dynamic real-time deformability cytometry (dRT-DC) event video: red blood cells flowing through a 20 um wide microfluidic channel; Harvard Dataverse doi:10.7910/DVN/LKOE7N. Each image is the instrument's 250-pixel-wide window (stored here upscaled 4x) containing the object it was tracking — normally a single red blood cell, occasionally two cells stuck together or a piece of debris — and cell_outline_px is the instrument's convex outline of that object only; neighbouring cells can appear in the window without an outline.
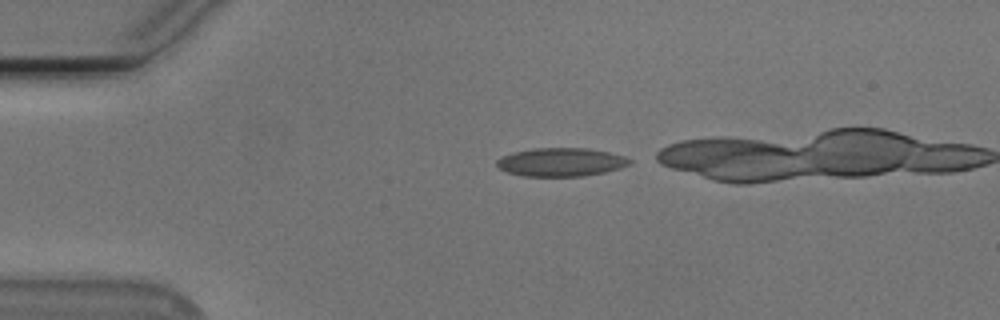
{"species": "Egyptian fruit bat (a non-hibernating species)", "species_latin": "Rousettus aegyptiacus", "temperature_condition": "cold", "stored_images_in_passage": 33, "camera_frame_rate_fps": 3000, "um_per_image_px": 0.085, "animal": {"sex": "male"}, "frame": {"image": 1, "passage_image": 1, "time_ms": 0.0, "image_size_px": [1000, 320], "cell_outline_px": [[632, 160], [628, 164], [604, 172], [584, 176], [524, 176], [508, 172], [500, 168], [496, 164], [496, 160], [500, 156], [512, 152], [532, 148], [584, 148], [608, 152], [624, 156]], "centroid_in_image_um": [47.62, 13.77], "position_along_channel_um": 37.4, "area_um2": 21.85}}
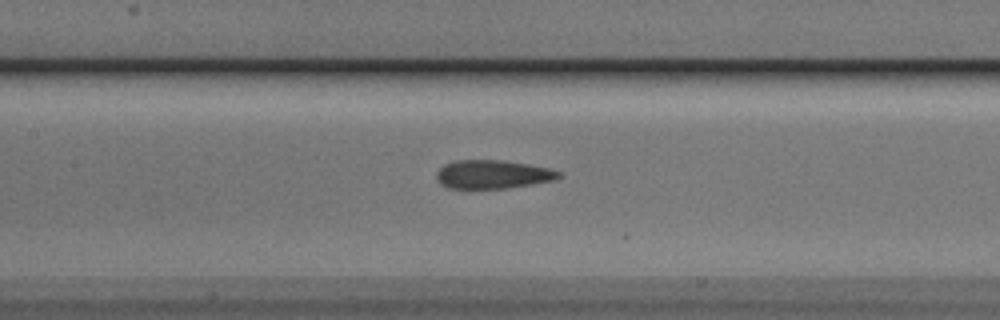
{"frame": {"image": 2, "passage_image": 14, "time_ms": 4.333, "image_size_px": [1000, 320], "cell_outline_px": [[560, 176], [552, 180], [508, 188], [448, 188], [440, 184], [436, 180], [436, 172], [444, 164], [452, 160], [504, 160], [528, 164], [548, 168], [560, 172]], "centroid_in_image_um": [41.8, 14.81], "position_along_channel_um": 165.6, "area_um2": 20.29}}
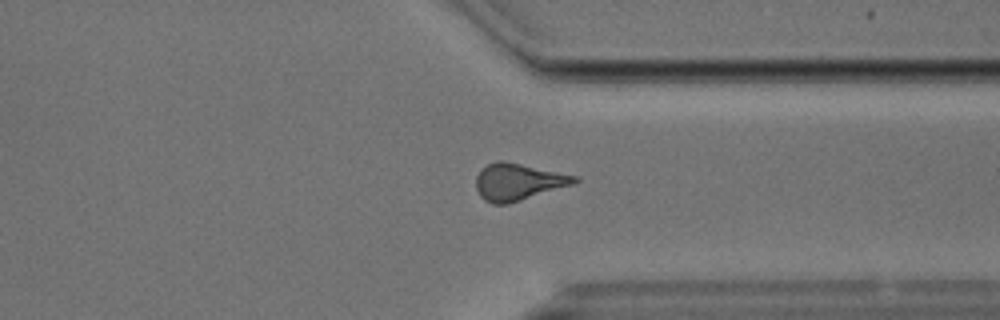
{"frame": {"image": 3, "passage_image": 30, "time_ms": 9.667, "image_size_px": [1000, 320], "cell_outline_px": [[580, 180], [572, 184], [508, 204], [492, 204], [484, 200], [480, 196], [476, 188], [476, 176], [488, 164], [496, 160], [504, 160], [580, 176]], "centroid_in_image_um": [44.05, 15.45], "position_along_channel_um": 367.4, "area_um2": 21.15}}